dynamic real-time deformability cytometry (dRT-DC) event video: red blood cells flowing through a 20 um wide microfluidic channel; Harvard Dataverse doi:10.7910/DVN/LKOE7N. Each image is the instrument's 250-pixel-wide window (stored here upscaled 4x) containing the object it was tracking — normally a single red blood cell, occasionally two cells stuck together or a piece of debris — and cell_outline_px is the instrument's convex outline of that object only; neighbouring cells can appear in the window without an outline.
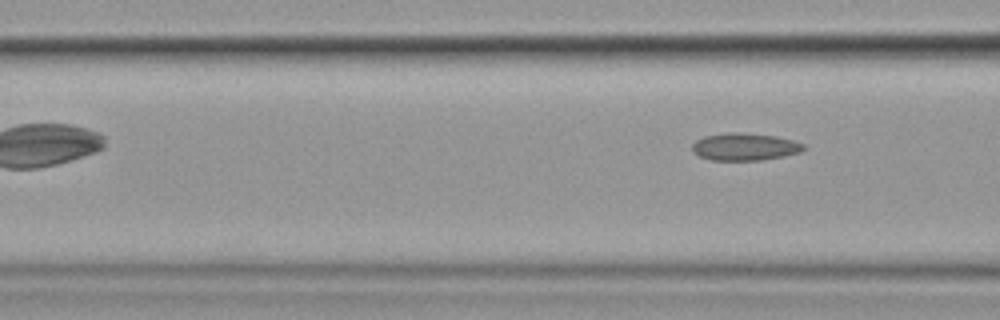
{"species": "common noctule bat (a hibernating species)", "species_latin": "Nyctalus noctula", "temperature_condition": "cold", "stored_images_in_passage": 5, "camera_frame_rate_fps": 3000, "um_per_image_px": 0.085, "animal": {"sex": "female", "body_mass_g": 19.9}, "frame": {"image": 1, "passage_image": 5, "time_ms": 4.667, "image_size_px": [1000, 320], "cell_outline_px": [[808, 148], [800, 152], [784, 156], [760, 160], [712, 160], [700, 156], [692, 152], [692, 144], [696, 140], [704, 136], [728, 132], [740, 132], [776, 136], [792, 140], [804, 144]], "centroid_in_image_um": [63.31, 12.47], "position_along_channel_um": 103.3, "area_um2": 17.86}}